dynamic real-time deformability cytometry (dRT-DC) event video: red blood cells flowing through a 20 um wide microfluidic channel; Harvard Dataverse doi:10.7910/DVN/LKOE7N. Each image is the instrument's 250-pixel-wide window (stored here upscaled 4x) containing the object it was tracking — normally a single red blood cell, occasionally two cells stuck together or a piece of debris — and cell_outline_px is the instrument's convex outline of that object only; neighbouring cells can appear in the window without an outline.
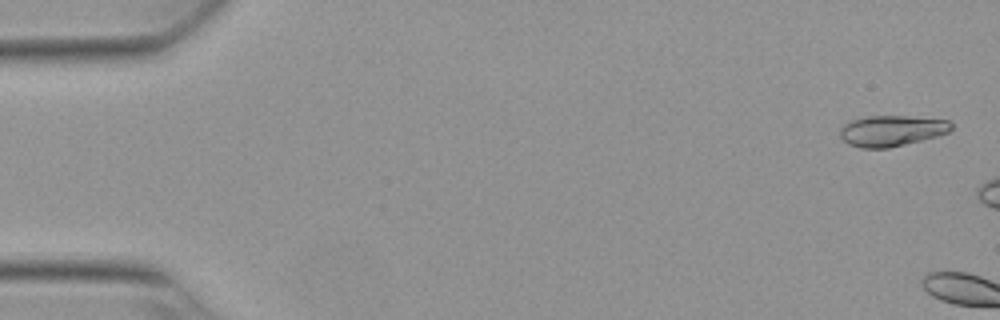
{"species": "Egyptian fruit bat (a non-hibernating species)", "species_latin": "Rousettus aegyptiacus", "temperature_condition": "warm", "stored_images_in_passage": 5, "camera_frame_rate_fps": 3000, "um_per_image_px": 0.085, "animal": {"sex": "female"}, "frame": {"image": 1, "passage_image": 2, "time_ms": 0.333, "image_size_px": [1000, 320], "cell_outline_px": [[952, 128], [948, 132], [936, 136], [888, 148], [860, 148], [848, 144], [840, 136], [840, 128], [844, 124], [852, 120], [868, 116], [904, 116], [948, 120], [952, 124]], "centroid_in_image_um": [75.76, 11.11], "position_along_channel_um": 9.2, "area_um2": 19.77}}